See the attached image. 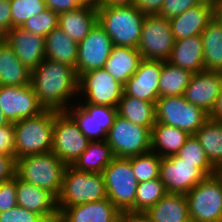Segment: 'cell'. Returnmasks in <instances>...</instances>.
<instances>
[{"instance_id":"9a60e30c","label":"cell","mask_w":222,"mask_h":222,"mask_svg":"<svg viewBox=\"0 0 222 222\" xmlns=\"http://www.w3.org/2000/svg\"><path fill=\"white\" fill-rule=\"evenodd\" d=\"M113 42L97 22L90 33L78 44L76 73L104 68L111 53Z\"/></svg>"},{"instance_id":"4fadbf2b","label":"cell","mask_w":222,"mask_h":222,"mask_svg":"<svg viewBox=\"0 0 222 222\" xmlns=\"http://www.w3.org/2000/svg\"><path fill=\"white\" fill-rule=\"evenodd\" d=\"M71 102L66 111L74 118L84 136L90 141L106 140L117 108L76 102L75 99Z\"/></svg>"},{"instance_id":"5b68a950","label":"cell","mask_w":222,"mask_h":222,"mask_svg":"<svg viewBox=\"0 0 222 222\" xmlns=\"http://www.w3.org/2000/svg\"><path fill=\"white\" fill-rule=\"evenodd\" d=\"M107 198L101 173L81 172L68 165L57 198V207H72Z\"/></svg>"},{"instance_id":"d4e9b609","label":"cell","mask_w":222,"mask_h":222,"mask_svg":"<svg viewBox=\"0 0 222 222\" xmlns=\"http://www.w3.org/2000/svg\"><path fill=\"white\" fill-rule=\"evenodd\" d=\"M142 59L138 48L113 45L103 69L124 85L138 70Z\"/></svg>"},{"instance_id":"2e32d148","label":"cell","mask_w":222,"mask_h":222,"mask_svg":"<svg viewBox=\"0 0 222 222\" xmlns=\"http://www.w3.org/2000/svg\"><path fill=\"white\" fill-rule=\"evenodd\" d=\"M0 108L10 123L35 116L44 110L31 84L0 86Z\"/></svg>"},{"instance_id":"680465c9","label":"cell","mask_w":222,"mask_h":222,"mask_svg":"<svg viewBox=\"0 0 222 222\" xmlns=\"http://www.w3.org/2000/svg\"><path fill=\"white\" fill-rule=\"evenodd\" d=\"M183 222H195L191 217H189L188 219H186L185 221Z\"/></svg>"},{"instance_id":"ac0fdd59","label":"cell","mask_w":222,"mask_h":222,"mask_svg":"<svg viewBox=\"0 0 222 222\" xmlns=\"http://www.w3.org/2000/svg\"><path fill=\"white\" fill-rule=\"evenodd\" d=\"M222 87V72L202 71L194 73L185 89V99L204 109L213 110Z\"/></svg>"},{"instance_id":"ba28073f","label":"cell","mask_w":222,"mask_h":222,"mask_svg":"<svg viewBox=\"0 0 222 222\" xmlns=\"http://www.w3.org/2000/svg\"><path fill=\"white\" fill-rule=\"evenodd\" d=\"M106 141L115 157L129 158L151 150V130L117 114Z\"/></svg>"},{"instance_id":"9f6ffc18","label":"cell","mask_w":222,"mask_h":222,"mask_svg":"<svg viewBox=\"0 0 222 222\" xmlns=\"http://www.w3.org/2000/svg\"><path fill=\"white\" fill-rule=\"evenodd\" d=\"M83 4L92 5L97 7L101 0H80Z\"/></svg>"},{"instance_id":"30bf717a","label":"cell","mask_w":222,"mask_h":222,"mask_svg":"<svg viewBox=\"0 0 222 222\" xmlns=\"http://www.w3.org/2000/svg\"><path fill=\"white\" fill-rule=\"evenodd\" d=\"M175 43L169 19L145 15L138 50L144 59L168 61Z\"/></svg>"},{"instance_id":"8d00e7d4","label":"cell","mask_w":222,"mask_h":222,"mask_svg":"<svg viewBox=\"0 0 222 222\" xmlns=\"http://www.w3.org/2000/svg\"><path fill=\"white\" fill-rule=\"evenodd\" d=\"M177 155L183 161L195 164V167L199 168L207 177L214 175L215 168L194 135H190Z\"/></svg>"},{"instance_id":"5bb4252c","label":"cell","mask_w":222,"mask_h":222,"mask_svg":"<svg viewBox=\"0 0 222 222\" xmlns=\"http://www.w3.org/2000/svg\"><path fill=\"white\" fill-rule=\"evenodd\" d=\"M159 177L168 193L187 194L207 176L195 164L172 155L161 158Z\"/></svg>"},{"instance_id":"44dd1931","label":"cell","mask_w":222,"mask_h":222,"mask_svg":"<svg viewBox=\"0 0 222 222\" xmlns=\"http://www.w3.org/2000/svg\"><path fill=\"white\" fill-rule=\"evenodd\" d=\"M212 18V5L201 2L181 15L169 19L172 35L175 40L201 35Z\"/></svg>"},{"instance_id":"681fc988","label":"cell","mask_w":222,"mask_h":222,"mask_svg":"<svg viewBox=\"0 0 222 222\" xmlns=\"http://www.w3.org/2000/svg\"><path fill=\"white\" fill-rule=\"evenodd\" d=\"M209 118L215 121L222 122V87L217 97L216 104L211 113L209 114Z\"/></svg>"},{"instance_id":"f35d334b","label":"cell","mask_w":222,"mask_h":222,"mask_svg":"<svg viewBox=\"0 0 222 222\" xmlns=\"http://www.w3.org/2000/svg\"><path fill=\"white\" fill-rule=\"evenodd\" d=\"M58 22L59 15L47 8L40 14L27 19L21 28L35 35L46 37L52 30L58 27Z\"/></svg>"},{"instance_id":"52a82bcc","label":"cell","mask_w":222,"mask_h":222,"mask_svg":"<svg viewBox=\"0 0 222 222\" xmlns=\"http://www.w3.org/2000/svg\"><path fill=\"white\" fill-rule=\"evenodd\" d=\"M209 119V113L188 102L184 95L160 97L156 103V122L193 135Z\"/></svg>"},{"instance_id":"ee69618b","label":"cell","mask_w":222,"mask_h":222,"mask_svg":"<svg viewBox=\"0 0 222 222\" xmlns=\"http://www.w3.org/2000/svg\"><path fill=\"white\" fill-rule=\"evenodd\" d=\"M12 29L10 0H0V38Z\"/></svg>"},{"instance_id":"836d02e7","label":"cell","mask_w":222,"mask_h":222,"mask_svg":"<svg viewBox=\"0 0 222 222\" xmlns=\"http://www.w3.org/2000/svg\"><path fill=\"white\" fill-rule=\"evenodd\" d=\"M193 73L163 61L159 78V97L184 95Z\"/></svg>"},{"instance_id":"f546056e","label":"cell","mask_w":222,"mask_h":222,"mask_svg":"<svg viewBox=\"0 0 222 222\" xmlns=\"http://www.w3.org/2000/svg\"><path fill=\"white\" fill-rule=\"evenodd\" d=\"M115 158L106 140L90 141L86 150L71 165L81 172L101 173Z\"/></svg>"},{"instance_id":"3957f363","label":"cell","mask_w":222,"mask_h":222,"mask_svg":"<svg viewBox=\"0 0 222 222\" xmlns=\"http://www.w3.org/2000/svg\"><path fill=\"white\" fill-rule=\"evenodd\" d=\"M57 110L44 109L39 114L13 123L15 158L47 153L53 148V126Z\"/></svg>"},{"instance_id":"d6986e66","label":"cell","mask_w":222,"mask_h":222,"mask_svg":"<svg viewBox=\"0 0 222 222\" xmlns=\"http://www.w3.org/2000/svg\"><path fill=\"white\" fill-rule=\"evenodd\" d=\"M17 58L30 70L39 66L45 59V37L13 27L4 37Z\"/></svg>"},{"instance_id":"ab89813d","label":"cell","mask_w":222,"mask_h":222,"mask_svg":"<svg viewBox=\"0 0 222 222\" xmlns=\"http://www.w3.org/2000/svg\"><path fill=\"white\" fill-rule=\"evenodd\" d=\"M200 3V0H165L158 15L170 19L181 15L186 10L195 7Z\"/></svg>"},{"instance_id":"9c48e42d","label":"cell","mask_w":222,"mask_h":222,"mask_svg":"<svg viewBox=\"0 0 222 222\" xmlns=\"http://www.w3.org/2000/svg\"><path fill=\"white\" fill-rule=\"evenodd\" d=\"M189 217L195 222H222V183L206 177L185 194Z\"/></svg>"},{"instance_id":"f907efd6","label":"cell","mask_w":222,"mask_h":222,"mask_svg":"<svg viewBox=\"0 0 222 222\" xmlns=\"http://www.w3.org/2000/svg\"><path fill=\"white\" fill-rule=\"evenodd\" d=\"M37 222H65L62 212L58 209L53 214L41 216Z\"/></svg>"},{"instance_id":"8fae6325","label":"cell","mask_w":222,"mask_h":222,"mask_svg":"<svg viewBox=\"0 0 222 222\" xmlns=\"http://www.w3.org/2000/svg\"><path fill=\"white\" fill-rule=\"evenodd\" d=\"M123 93L124 85L116 81L103 68L91 70L79 76L78 96H83L82 103L117 108Z\"/></svg>"},{"instance_id":"d590c367","label":"cell","mask_w":222,"mask_h":222,"mask_svg":"<svg viewBox=\"0 0 222 222\" xmlns=\"http://www.w3.org/2000/svg\"><path fill=\"white\" fill-rule=\"evenodd\" d=\"M128 159L138 183L159 178L161 157L154 151L150 150Z\"/></svg>"},{"instance_id":"d6a6232c","label":"cell","mask_w":222,"mask_h":222,"mask_svg":"<svg viewBox=\"0 0 222 222\" xmlns=\"http://www.w3.org/2000/svg\"><path fill=\"white\" fill-rule=\"evenodd\" d=\"M215 168L222 162V122L208 119L193 134Z\"/></svg>"},{"instance_id":"cb8c5ba5","label":"cell","mask_w":222,"mask_h":222,"mask_svg":"<svg viewBox=\"0 0 222 222\" xmlns=\"http://www.w3.org/2000/svg\"><path fill=\"white\" fill-rule=\"evenodd\" d=\"M17 205L41 216L58 210L57 199L48 191L20 180L16 176Z\"/></svg>"},{"instance_id":"816d5d0a","label":"cell","mask_w":222,"mask_h":222,"mask_svg":"<svg viewBox=\"0 0 222 222\" xmlns=\"http://www.w3.org/2000/svg\"><path fill=\"white\" fill-rule=\"evenodd\" d=\"M212 16L217 22L222 24V0H217L212 5Z\"/></svg>"},{"instance_id":"ffe728a7","label":"cell","mask_w":222,"mask_h":222,"mask_svg":"<svg viewBox=\"0 0 222 222\" xmlns=\"http://www.w3.org/2000/svg\"><path fill=\"white\" fill-rule=\"evenodd\" d=\"M57 208L62 212L65 222H119L120 211L108 198L72 207Z\"/></svg>"},{"instance_id":"c3c4849f","label":"cell","mask_w":222,"mask_h":222,"mask_svg":"<svg viewBox=\"0 0 222 222\" xmlns=\"http://www.w3.org/2000/svg\"><path fill=\"white\" fill-rule=\"evenodd\" d=\"M119 222H152L143 212L122 211L119 215Z\"/></svg>"},{"instance_id":"7a4b0ae2","label":"cell","mask_w":222,"mask_h":222,"mask_svg":"<svg viewBox=\"0 0 222 222\" xmlns=\"http://www.w3.org/2000/svg\"><path fill=\"white\" fill-rule=\"evenodd\" d=\"M97 15L113 45L138 48L145 14L134 5L99 4Z\"/></svg>"},{"instance_id":"484cf974","label":"cell","mask_w":222,"mask_h":222,"mask_svg":"<svg viewBox=\"0 0 222 222\" xmlns=\"http://www.w3.org/2000/svg\"><path fill=\"white\" fill-rule=\"evenodd\" d=\"M31 70L14 54L13 49L0 38V86L30 84Z\"/></svg>"},{"instance_id":"4316f807","label":"cell","mask_w":222,"mask_h":222,"mask_svg":"<svg viewBox=\"0 0 222 222\" xmlns=\"http://www.w3.org/2000/svg\"><path fill=\"white\" fill-rule=\"evenodd\" d=\"M189 137L184 130L155 122L151 130V150L161 158L177 155Z\"/></svg>"},{"instance_id":"db71d44e","label":"cell","mask_w":222,"mask_h":222,"mask_svg":"<svg viewBox=\"0 0 222 222\" xmlns=\"http://www.w3.org/2000/svg\"><path fill=\"white\" fill-rule=\"evenodd\" d=\"M214 176L222 183V162L215 167Z\"/></svg>"},{"instance_id":"603a6c76","label":"cell","mask_w":222,"mask_h":222,"mask_svg":"<svg viewBox=\"0 0 222 222\" xmlns=\"http://www.w3.org/2000/svg\"><path fill=\"white\" fill-rule=\"evenodd\" d=\"M168 62L194 73L204 71V54L201 35L175 40Z\"/></svg>"},{"instance_id":"6f0895ef","label":"cell","mask_w":222,"mask_h":222,"mask_svg":"<svg viewBox=\"0 0 222 222\" xmlns=\"http://www.w3.org/2000/svg\"><path fill=\"white\" fill-rule=\"evenodd\" d=\"M200 1L213 5L217 0H200Z\"/></svg>"},{"instance_id":"74e56055","label":"cell","mask_w":222,"mask_h":222,"mask_svg":"<svg viewBox=\"0 0 222 222\" xmlns=\"http://www.w3.org/2000/svg\"><path fill=\"white\" fill-rule=\"evenodd\" d=\"M12 28L21 27L27 19L47 9L45 0H10Z\"/></svg>"},{"instance_id":"60d3db41","label":"cell","mask_w":222,"mask_h":222,"mask_svg":"<svg viewBox=\"0 0 222 222\" xmlns=\"http://www.w3.org/2000/svg\"><path fill=\"white\" fill-rule=\"evenodd\" d=\"M17 206L16 177L0 183V213Z\"/></svg>"},{"instance_id":"7c38bea8","label":"cell","mask_w":222,"mask_h":222,"mask_svg":"<svg viewBox=\"0 0 222 222\" xmlns=\"http://www.w3.org/2000/svg\"><path fill=\"white\" fill-rule=\"evenodd\" d=\"M90 140L84 136L67 111H57L53 126L52 152L67 165H72L86 150Z\"/></svg>"},{"instance_id":"4dcf8cb0","label":"cell","mask_w":222,"mask_h":222,"mask_svg":"<svg viewBox=\"0 0 222 222\" xmlns=\"http://www.w3.org/2000/svg\"><path fill=\"white\" fill-rule=\"evenodd\" d=\"M204 71L222 72V24L212 18L201 33Z\"/></svg>"},{"instance_id":"b9f144b4","label":"cell","mask_w":222,"mask_h":222,"mask_svg":"<svg viewBox=\"0 0 222 222\" xmlns=\"http://www.w3.org/2000/svg\"><path fill=\"white\" fill-rule=\"evenodd\" d=\"M41 215L21 206L0 213V222H37Z\"/></svg>"},{"instance_id":"e575fe53","label":"cell","mask_w":222,"mask_h":222,"mask_svg":"<svg viewBox=\"0 0 222 222\" xmlns=\"http://www.w3.org/2000/svg\"><path fill=\"white\" fill-rule=\"evenodd\" d=\"M165 185L159 178L139 182L135 196V212L145 213L167 194Z\"/></svg>"},{"instance_id":"6da1fadb","label":"cell","mask_w":222,"mask_h":222,"mask_svg":"<svg viewBox=\"0 0 222 222\" xmlns=\"http://www.w3.org/2000/svg\"><path fill=\"white\" fill-rule=\"evenodd\" d=\"M78 80L74 68L45 58L31 70L30 84L44 109L66 111L78 95Z\"/></svg>"},{"instance_id":"bcb514c9","label":"cell","mask_w":222,"mask_h":222,"mask_svg":"<svg viewBox=\"0 0 222 222\" xmlns=\"http://www.w3.org/2000/svg\"><path fill=\"white\" fill-rule=\"evenodd\" d=\"M46 7L58 15L84 5L80 0H45Z\"/></svg>"},{"instance_id":"8992f818","label":"cell","mask_w":222,"mask_h":222,"mask_svg":"<svg viewBox=\"0 0 222 222\" xmlns=\"http://www.w3.org/2000/svg\"><path fill=\"white\" fill-rule=\"evenodd\" d=\"M107 198L120 211L135 212L137 179L128 158L115 157L102 172Z\"/></svg>"},{"instance_id":"83f0119b","label":"cell","mask_w":222,"mask_h":222,"mask_svg":"<svg viewBox=\"0 0 222 222\" xmlns=\"http://www.w3.org/2000/svg\"><path fill=\"white\" fill-rule=\"evenodd\" d=\"M78 44L69 38L60 27L45 37V58L76 70Z\"/></svg>"},{"instance_id":"1f68e13d","label":"cell","mask_w":222,"mask_h":222,"mask_svg":"<svg viewBox=\"0 0 222 222\" xmlns=\"http://www.w3.org/2000/svg\"><path fill=\"white\" fill-rule=\"evenodd\" d=\"M117 114L134 124L152 130L156 122V104L123 93L117 106Z\"/></svg>"},{"instance_id":"277c9868","label":"cell","mask_w":222,"mask_h":222,"mask_svg":"<svg viewBox=\"0 0 222 222\" xmlns=\"http://www.w3.org/2000/svg\"><path fill=\"white\" fill-rule=\"evenodd\" d=\"M67 164L52 151L16 159V176L58 198Z\"/></svg>"},{"instance_id":"7402d4cb","label":"cell","mask_w":222,"mask_h":222,"mask_svg":"<svg viewBox=\"0 0 222 222\" xmlns=\"http://www.w3.org/2000/svg\"><path fill=\"white\" fill-rule=\"evenodd\" d=\"M97 22V7L84 4L77 9L59 14L58 27L79 44L88 36Z\"/></svg>"},{"instance_id":"f1b7e54d","label":"cell","mask_w":222,"mask_h":222,"mask_svg":"<svg viewBox=\"0 0 222 222\" xmlns=\"http://www.w3.org/2000/svg\"><path fill=\"white\" fill-rule=\"evenodd\" d=\"M145 214L152 222H183L189 218L185 194L167 193Z\"/></svg>"},{"instance_id":"11a10c76","label":"cell","mask_w":222,"mask_h":222,"mask_svg":"<svg viewBox=\"0 0 222 222\" xmlns=\"http://www.w3.org/2000/svg\"><path fill=\"white\" fill-rule=\"evenodd\" d=\"M10 124L7 118L4 116L3 111L0 108V128Z\"/></svg>"},{"instance_id":"e0dca14e","label":"cell","mask_w":222,"mask_h":222,"mask_svg":"<svg viewBox=\"0 0 222 222\" xmlns=\"http://www.w3.org/2000/svg\"><path fill=\"white\" fill-rule=\"evenodd\" d=\"M163 61L142 59L138 70L124 84V94L137 99L157 103L159 78Z\"/></svg>"},{"instance_id":"f6af8a7d","label":"cell","mask_w":222,"mask_h":222,"mask_svg":"<svg viewBox=\"0 0 222 222\" xmlns=\"http://www.w3.org/2000/svg\"><path fill=\"white\" fill-rule=\"evenodd\" d=\"M16 177V158L0 154V183Z\"/></svg>"},{"instance_id":"7bdbcfd3","label":"cell","mask_w":222,"mask_h":222,"mask_svg":"<svg viewBox=\"0 0 222 222\" xmlns=\"http://www.w3.org/2000/svg\"><path fill=\"white\" fill-rule=\"evenodd\" d=\"M15 129L14 124L10 123L0 128V154L9 155L15 158Z\"/></svg>"},{"instance_id":"7dc6e473","label":"cell","mask_w":222,"mask_h":222,"mask_svg":"<svg viewBox=\"0 0 222 222\" xmlns=\"http://www.w3.org/2000/svg\"><path fill=\"white\" fill-rule=\"evenodd\" d=\"M165 0H136L134 6L145 15L158 14Z\"/></svg>"},{"instance_id":"f5cc1de1","label":"cell","mask_w":222,"mask_h":222,"mask_svg":"<svg viewBox=\"0 0 222 222\" xmlns=\"http://www.w3.org/2000/svg\"><path fill=\"white\" fill-rule=\"evenodd\" d=\"M136 0H101L104 5H134Z\"/></svg>"}]
</instances>
